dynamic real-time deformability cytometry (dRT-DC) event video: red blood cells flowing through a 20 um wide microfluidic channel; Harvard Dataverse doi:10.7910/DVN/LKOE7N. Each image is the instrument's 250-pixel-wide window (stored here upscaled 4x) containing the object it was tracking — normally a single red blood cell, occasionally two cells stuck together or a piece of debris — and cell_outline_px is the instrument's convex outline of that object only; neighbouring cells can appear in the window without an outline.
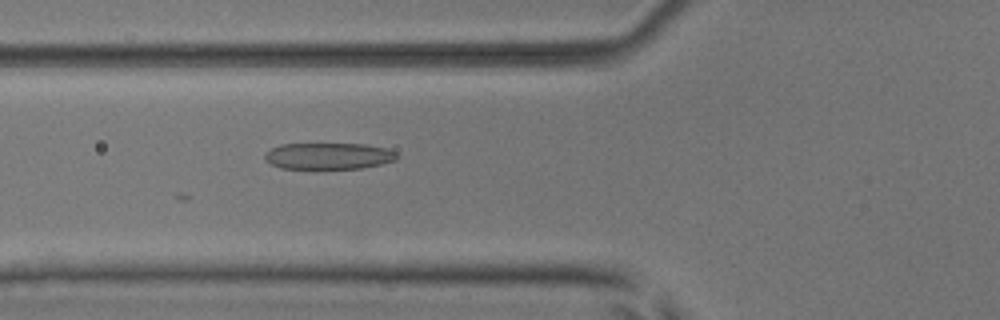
{"species": "common noctule bat (a hibernating species)", "species_latin": "Nyctalus noctula", "temperature_condition": "room temperature", "stored_images_in_passage": 36, "camera_frame_rate_fps": 3000, "um_per_image_px": 0.085, "animal": {"sex": "male", "body_mass_g": 17.9, "forearm_length_mm": 54.2}, "frame": {"image": 1, "passage_image": 4, "time_ms": 1.0, "image_size_px": [1000, 320], "cell_outline_px": [[396, 160], [380, 164], [360, 168], [280, 168], [264, 160], [264, 152], [280, 144], [368, 144], [388, 148], [396, 152]], "centroid_in_image_um": [27.91, 13.25], "position_along_channel_um": 97.9, "area_um2": 20.35}}
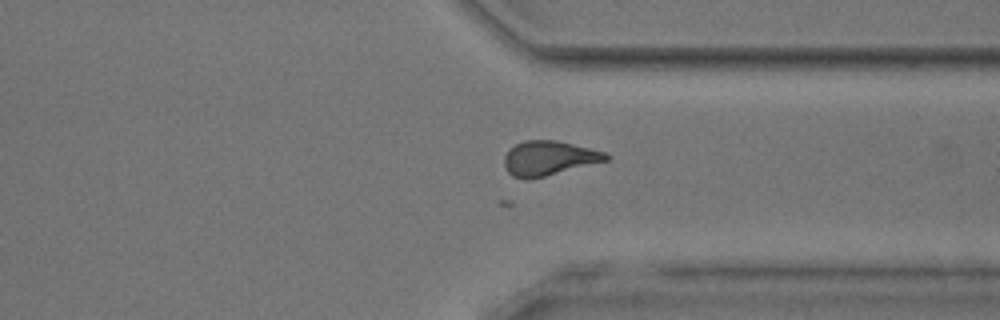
{"frame": {"image": 2, "passage_image": 24, "time_ms": 7.667, "image_size_px": [1000, 320], "cell_outline_px": [[608, 160], [528, 180], [512, 176], [508, 172], [504, 164], [504, 156], [516, 144], [524, 140], [556, 140], [604, 152], [608, 156]], "centroid_in_image_um": [46.61, 13.45], "position_along_channel_um": 364.8, "area_um2": 20.06}}
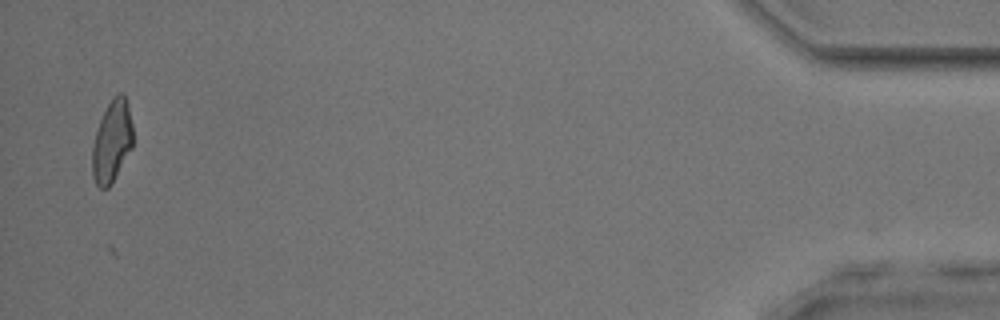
{"frame": {"image": 3, "passage_image": 35, "time_ms": 11.333, "image_size_px": [1000, 320], "cell_outline_px": [[132, 148], [112, 184], [108, 188], [100, 188], [96, 184], [92, 176], [92, 148], [96, 132], [100, 120], [112, 96], [120, 92], [124, 92], [128, 104], [132, 124]], "centroid_in_image_um": [9.52, 12.02], "position_along_channel_um": 425.7, "area_um2": 19.54}}